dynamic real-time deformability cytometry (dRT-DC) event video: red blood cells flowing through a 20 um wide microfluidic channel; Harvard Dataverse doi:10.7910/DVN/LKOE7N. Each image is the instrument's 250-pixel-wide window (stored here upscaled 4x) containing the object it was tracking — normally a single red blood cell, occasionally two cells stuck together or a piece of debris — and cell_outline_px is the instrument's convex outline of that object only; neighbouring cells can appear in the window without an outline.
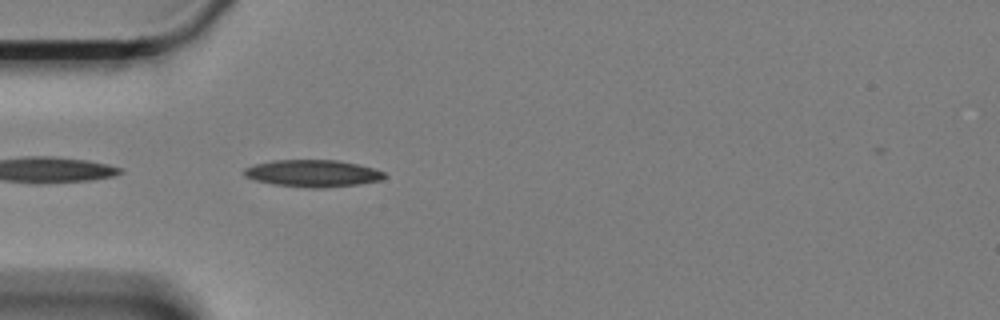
{"species": "Egyptian fruit bat (a non-hibernating species)", "species_latin": "Rousettus aegyptiacus", "temperature_condition": "cold", "stored_images_in_passage": 17, "camera_frame_rate_fps": 3000, "um_per_image_px": 0.085, "animal": {"sex": "female"}, "frame": {"image": 1, "passage_image": 3, "time_ms": 0.667, "image_size_px": [1000, 320], "cell_outline_px": [[388, 176], [380, 180], [360, 184], [324, 188], [308, 188], [276, 184], [256, 180], [244, 176], [244, 168], [256, 164], [272, 160], [336, 160], [356, 164], [372, 168], [384, 172]], "centroid_in_image_um": [26.6, 14.74], "position_along_channel_um": 58.4, "area_um2": 21.96}}
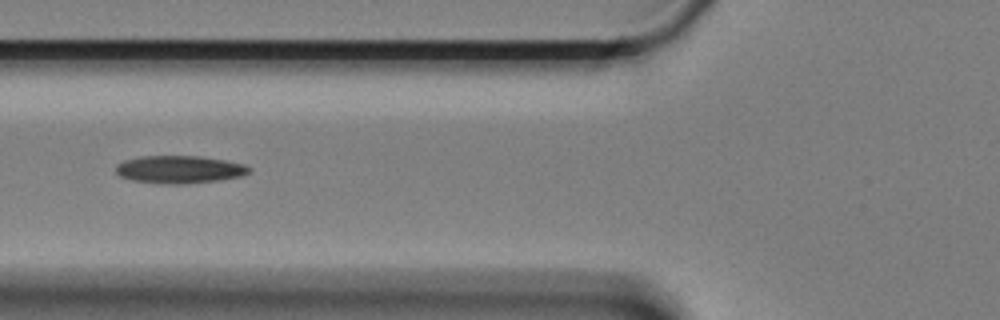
{"frame": {"image": 2, "passage_image": 8, "time_ms": 2.333, "image_size_px": [1000, 320], "cell_outline_px": [[252, 172], [240, 176], [220, 180], [180, 184], [164, 184], [132, 180], [120, 176], [116, 172], [116, 164], [124, 160], [140, 156], [200, 156], [224, 160], [244, 164], [252, 168]], "centroid_in_image_um": [15.26, 14.4], "position_along_channel_um": 110.5, "area_um2": 21.56}}